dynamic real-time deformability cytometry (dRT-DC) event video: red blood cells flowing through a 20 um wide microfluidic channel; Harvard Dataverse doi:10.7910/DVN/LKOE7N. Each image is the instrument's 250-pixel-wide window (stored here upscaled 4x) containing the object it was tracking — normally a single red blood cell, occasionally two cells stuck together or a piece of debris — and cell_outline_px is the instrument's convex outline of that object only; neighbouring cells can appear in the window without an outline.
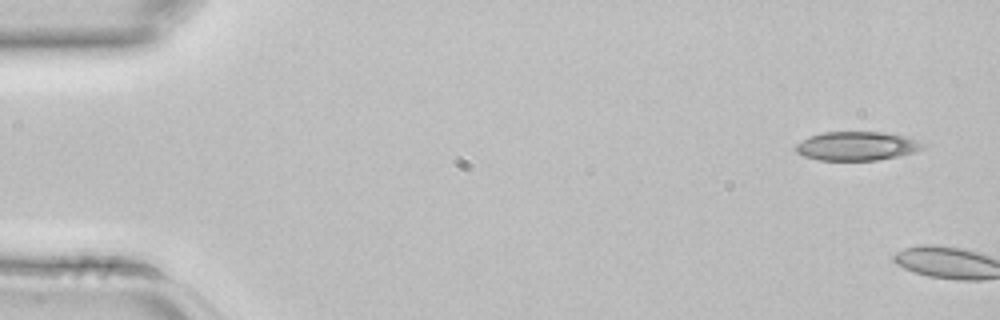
{"species": "common noctule bat (a hibernating species)", "species_latin": "Nyctalus noctula", "temperature_condition": "room temperature", "stored_images_in_passage": 5, "camera_frame_rate_fps": 3000, "um_per_image_px": 0.085, "animal": {"sex": "female", "body_mass_g": 22.7, "forearm_length_mm": 54.2}, "frame": {"image": 1, "passage_image": 1, "time_ms": 0.0, "image_size_px": [1000, 320], "cell_outline_px": [[924, 148], [916, 152], [900, 156], [876, 160], [820, 160], [804, 156], [796, 152], [792, 148], [796, 144], [808, 136], [824, 132], [884, 132], [904, 136], [916, 140], [924, 144]], "centroid_in_image_um": [72.8, 12.41], "position_along_channel_um": 12.2, "area_um2": 21.5}}